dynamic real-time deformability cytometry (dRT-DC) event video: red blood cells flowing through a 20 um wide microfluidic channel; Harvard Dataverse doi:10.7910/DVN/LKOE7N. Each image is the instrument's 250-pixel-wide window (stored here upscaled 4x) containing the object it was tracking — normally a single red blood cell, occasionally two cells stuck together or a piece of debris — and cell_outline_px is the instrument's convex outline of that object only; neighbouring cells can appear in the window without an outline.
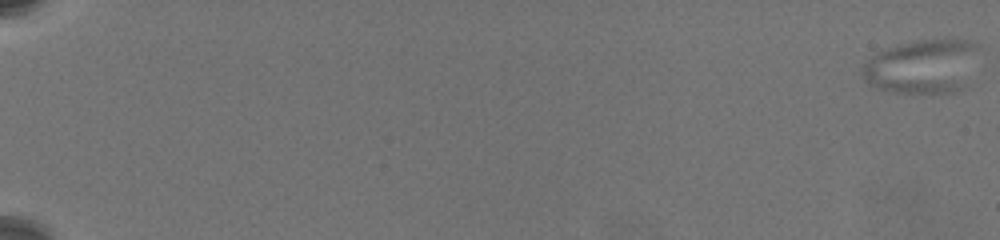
{"species": "common noctule bat (a hibernating species)", "species_latin": "Nyctalus noctula", "temperature_condition": "warm", "stored_images_in_passage": 49, "segment_of_instrument_passage": [1, 2], "camera_frame_rate_fps": 3000, "um_per_image_px": 0.085, "animal": {"sex": "female", "body_mass_g": 19.5, "forearm_length_mm": 54.1}, "frame": {"image": 1, "passage_image": 1, "time_ms": 0.0, "image_size_px": [1000, 240], "cell_outline_px": [[980, 48], [964, 88], [952, 92], [896, 92], [876, 88], [868, 84], [864, 80], [860, 72], [860, 68], [864, 60], [876, 52], [900, 44], [916, 40], [944, 36], [956, 36], [980, 44]], "centroid_in_image_um": [78.4, 5.57], "position_along_channel_um": 6.6, "area_um2": 37.8}}